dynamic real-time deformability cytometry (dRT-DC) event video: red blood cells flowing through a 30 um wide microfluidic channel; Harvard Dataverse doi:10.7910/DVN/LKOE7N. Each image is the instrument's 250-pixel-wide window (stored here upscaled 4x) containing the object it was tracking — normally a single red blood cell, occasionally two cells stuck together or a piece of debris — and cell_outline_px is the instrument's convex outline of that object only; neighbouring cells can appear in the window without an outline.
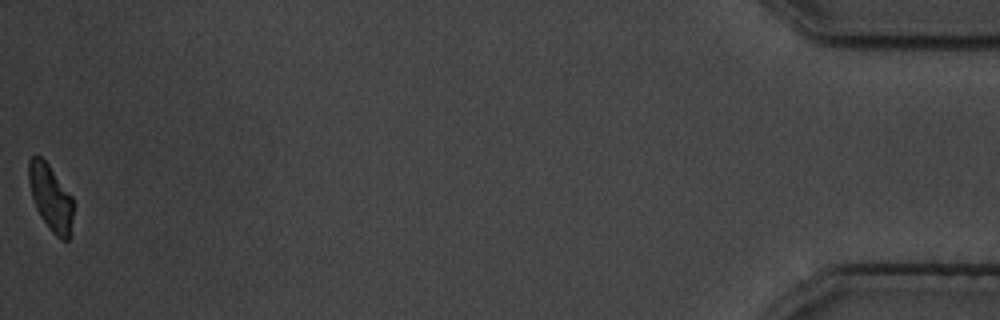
{"species": "common noctule bat (a hibernating species)", "species_latin": "Nyctalus noctula", "temperature_condition": "cold", "stored_images_in_passage": 55, "camera_frame_rate_fps": 3000, "um_per_image_px": 0.085, "animal": {"sex": "male", "body_mass_g": 19.5, "forearm_length_mm": 54.6}, "frame": {"image": 1, "passage_image": 55, "time_ms": 18.0, "image_size_px": [1000, 320], "cell_outline_px": [[72, 220], [68, 240], [60, 240], [52, 232], [40, 216], [36, 208], [32, 196], [28, 180], [28, 160], [32, 156], [40, 156], [48, 164], [72, 196]], "centroid_in_image_um": [4.29, 16.79], "position_along_channel_um": 430.9, "area_um2": 16.94}, "authors_computed_cell_mechanics": {"area_um2": 19.5364, "velocity_mm_per_s": 3.7128, "shape_relaxation_time_tau1_ms": 2.9773, "shape_relaxation_time_tau2_ms": null, "deformation_change_tau1": 0.1177, "deformation_change_tau2": null}}